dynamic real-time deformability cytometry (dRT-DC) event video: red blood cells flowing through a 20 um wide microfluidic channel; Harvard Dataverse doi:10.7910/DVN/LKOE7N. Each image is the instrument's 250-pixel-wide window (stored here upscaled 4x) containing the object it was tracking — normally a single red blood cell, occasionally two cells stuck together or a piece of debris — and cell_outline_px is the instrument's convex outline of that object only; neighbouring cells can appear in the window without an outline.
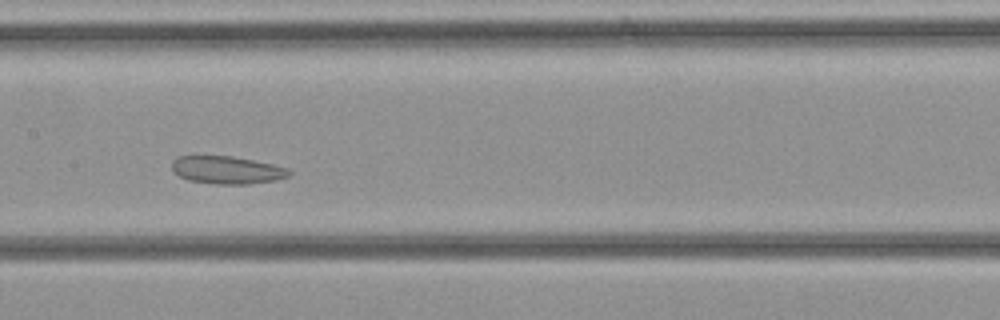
{"species": "common noctule bat (a hibernating species)", "species_latin": "Nyctalus noctula", "temperature_condition": "cold", "stored_images_in_passage": 33, "camera_frame_rate_fps": 3000, "um_per_image_px": 0.085, "animal": {"sex": "female", "body_mass_g": 21.9}, "frame": {"image": 1, "passage_image": 15, "time_ms": 4.667, "image_size_px": [1000, 320], "cell_outline_px": [[292, 172], [288, 176], [276, 180], [248, 184], [216, 184], [188, 180], [172, 172], [172, 160], [176, 156], [232, 156], [272, 164], [288, 168]], "centroid_in_image_um": [19.27, 14.45], "position_along_channel_um": 188.1, "area_um2": 18.96}}
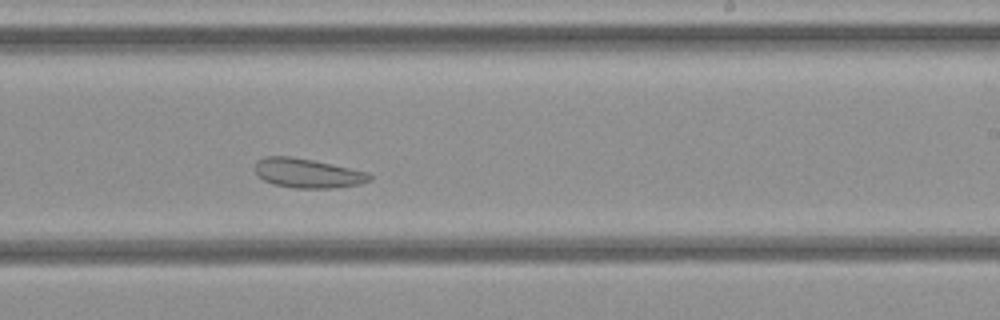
{"frame": {"image": 2, "passage_image": 19, "time_ms": 6.0, "image_size_px": [1000, 320], "cell_outline_px": [[372, 180], [360, 184], [336, 188], [292, 188], [272, 184], [264, 180], [256, 172], [256, 160], [264, 156], [288, 156], [312, 160], [368, 172], [372, 176]], "centroid_in_image_um": [26.15, 14.73], "position_along_channel_um": 262.8, "area_um2": 19.59}}